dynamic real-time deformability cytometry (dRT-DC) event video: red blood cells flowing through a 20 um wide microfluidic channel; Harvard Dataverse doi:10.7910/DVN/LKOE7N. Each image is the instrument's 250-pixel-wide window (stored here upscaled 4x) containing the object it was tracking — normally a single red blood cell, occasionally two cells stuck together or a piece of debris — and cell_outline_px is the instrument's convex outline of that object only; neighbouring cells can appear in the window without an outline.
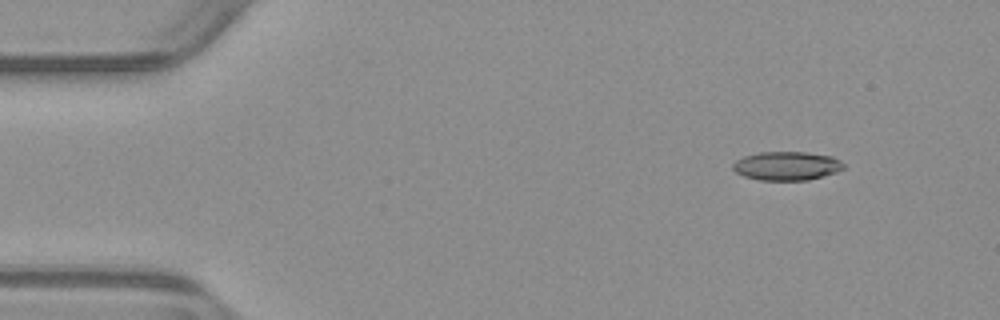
{"species": "common noctule bat (a hibernating species)", "species_latin": "Nyctalus noctula", "temperature_condition": "warm", "stored_images_in_passage": 53, "camera_frame_rate_fps": 3000, "um_per_image_px": 0.085, "animal": {"sex": "male", "body_mass_g": 23.1, "forearm_length_mm": 52.7}, "frame": {"image": 1, "passage_image": 6, "time_ms": 1.667, "image_size_px": [1000, 320], "cell_outline_px": [[844, 168], [836, 172], [808, 180], [760, 180], [744, 176], [736, 172], [732, 168], [732, 164], [736, 160], [744, 156], [760, 152], [808, 152], [832, 156], [840, 160], [844, 164]], "centroid_in_image_um": [66.87, 14.09], "position_along_channel_um": 18.1, "area_um2": 18.55}}
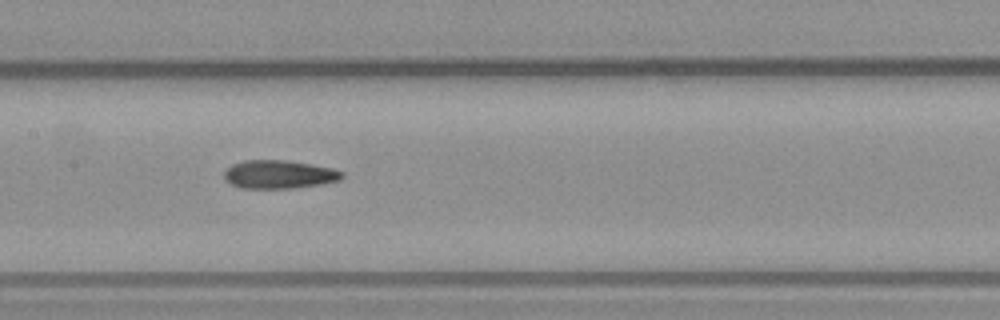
{"frame": {"image": 2, "passage_image": 26, "time_ms": 8.333, "image_size_px": [1000, 320], "cell_outline_px": [[344, 176], [340, 180], [320, 184], [292, 188], [240, 188], [224, 180], [224, 172], [232, 164], [244, 160], [288, 160], [312, 164], [332, 168], [344, 172]], "centroid_in_image_um": [23.72, 14.82], "position_along_channel_um": 183.7, "area_um2": 19.54}}
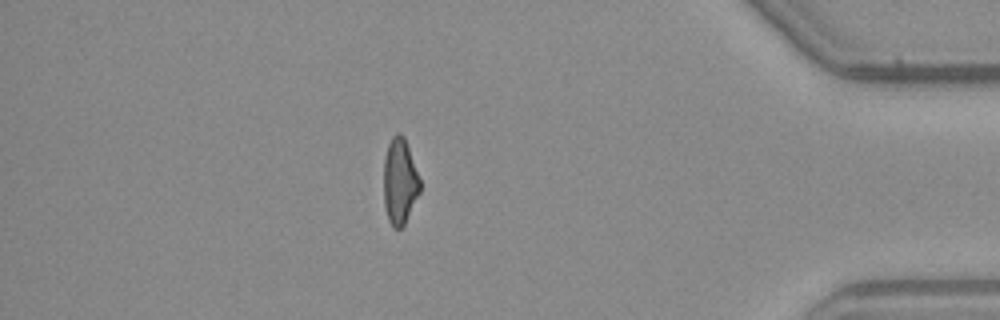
{"frame": {"image": 3, "passage_image": 46, "time_ms": 15.0, "image_size_px": [1000, 320], "cell_outline_px": [[420, 192], [404, 224], [400, 228], [392, 228], [388, 220], [384, 204], [384, 160], [388, 144], [392, 136], [396, 132], [400, 132], [404, 136], [420, 180]], "centroid_in_image_um": [33.97, 15.41], "position_along_channel_um": 401.2, "area_um2": 18.09}, "authors_computed_cell_mechanics": {"area_um2": 19.074, "velocity_mm_per_s": 3.9227, "shape_relaxation_time_tau1_ms": 6.8739, "shape_relaxation_time_tau2_ms": 3.306, "deformation_change_tau1": 0.2008, "deformation_change_tau2": 0.1331}}